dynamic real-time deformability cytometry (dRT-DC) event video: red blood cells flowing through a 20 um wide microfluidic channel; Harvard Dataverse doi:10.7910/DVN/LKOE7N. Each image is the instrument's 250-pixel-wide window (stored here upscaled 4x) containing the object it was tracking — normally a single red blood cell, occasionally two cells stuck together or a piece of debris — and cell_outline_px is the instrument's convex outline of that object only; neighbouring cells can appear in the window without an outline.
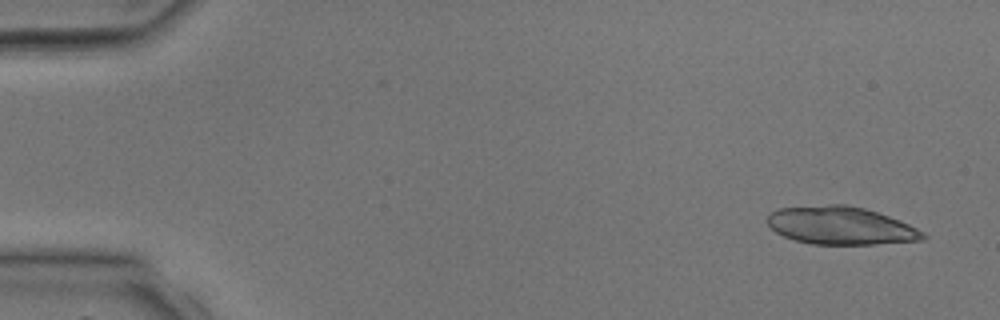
{"species": "common noctule bat (a hibernating species)", "species_latin": "Nyctalus noctula", "temperature_condition": "room temperature", "stored_images_in_passage": 3, "camera_frame_rate_fps": 3000, "um_per_image_px": 0.085, "animal": {"sex": "male", "body_mass_g": 17.9, "forearm_length_mm": 54.2}, "frame": {"image": 1, "passage_image": 1, "time_ms": 0.0, "image_size_px": [1000, 320], "cell_outline_px": [[928, 236], [924, 240], [876, 244], [812, 244], [796, 240], [784, 236], [776, 232], [768, 224], [768, 216], [772, 212], [780, 208], [828, 204], [848, 204], [864, 208], [900, 220], [924, 232]], "centroid_in_image_um": [71.49, 19.17], "position_along_channel_um": 13.5, "area_um2": 34.28}}